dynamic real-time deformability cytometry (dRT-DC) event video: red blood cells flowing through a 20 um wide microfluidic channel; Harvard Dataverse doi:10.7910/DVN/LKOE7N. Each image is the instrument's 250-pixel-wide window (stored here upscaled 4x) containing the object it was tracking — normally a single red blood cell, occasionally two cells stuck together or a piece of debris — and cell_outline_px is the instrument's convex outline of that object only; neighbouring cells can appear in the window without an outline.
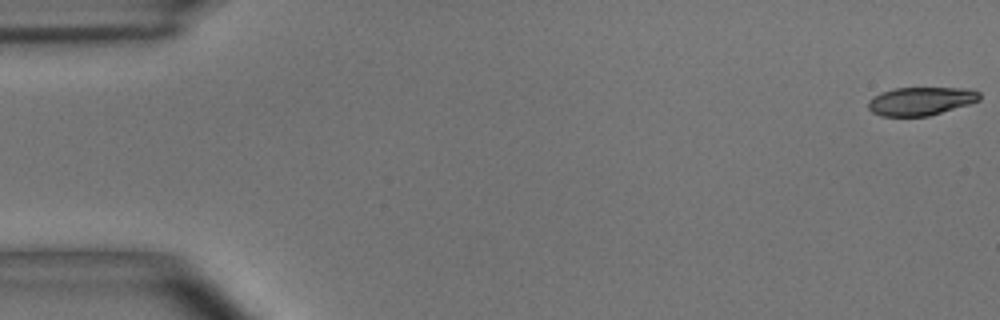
{"species": "common noctule bat (a hibernating species)", "species_latin": "Nyctalus noctula", "temperature_condition": "room temperature", "stored_images_in_passage": 54, "camera_frame_rate_fps": 3000, "um_per_image_px": 0.085, "animal": {"sex": "male", "body_mass_g": 15.6}, "frame": {"image": 1, "passage_image": 1, "time_ms": 0.0, "image_size_px": [1000, 320], "cell_outline_px": [[980, 100], [968, 104], [928, 116], [880, 116], [872, 112], [868, 108], [868, 100], [872, 96], [892, 88], [972, 88], [980, 92]], "centroid_in_image_um": [78.25, 8.58], "position_along_channel_um": 6.8, "area_um2": 18.44}}
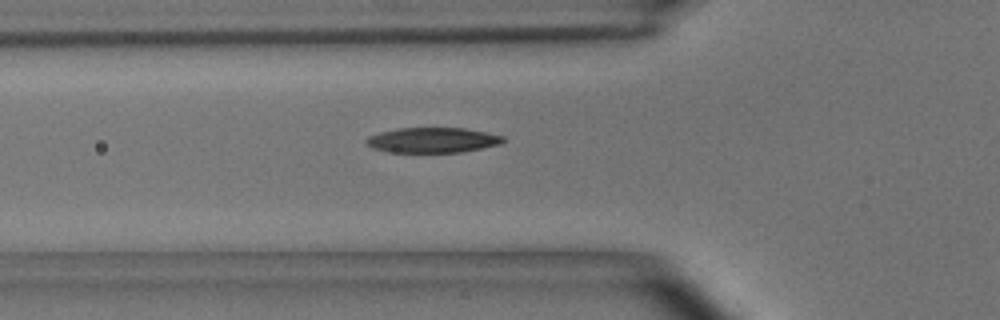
{"frame": {"image": 2, "passage_image": 19, "time_ms": 6.0, "image_size_px": [1000, 320], "cell_outline_px": [[504, 140], [500, 144], [460, 152], [388, 152], [372, 148], [364, 140], [368, 136], [380, 132], [396, 128], [464, 128], [504, 136]], "centroid_in_image_um": [36.72, 11.9], "position_along_channel_um": 89.1, "area_um2": 19.94}}
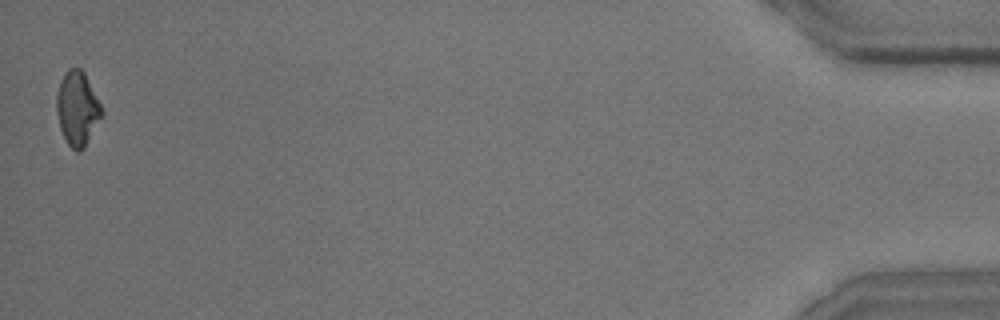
{"frame": {"image": 3, "passage_image": 54, "time_ms": 17.667, "image_size_px": [1000, 320], "cell_outline_px": [[104, 116], [84, 148], [80, 152], [76, 152], [68, 144], [60, 128], [56, 112], [56, 96], [60, 80], [68, 68], [80, 68], [84, 72], [104, 112]], "centroid_in_image_um": [6.59, 9.25], "position_along_channel_um": 428.6, "area_um2": 19.65}, "authors_computed_cell_mechanics": {"area_um2": 19.941, "velocity_mm_per_s": 3.6795, "shape_relaxation_time_tau1_ms": 3.5394, "shape_relaxation_time_tau2_ms": 4.692, "deformation_change_tau1": 0.1436, "deformation_change_tau2": 0.1254}}